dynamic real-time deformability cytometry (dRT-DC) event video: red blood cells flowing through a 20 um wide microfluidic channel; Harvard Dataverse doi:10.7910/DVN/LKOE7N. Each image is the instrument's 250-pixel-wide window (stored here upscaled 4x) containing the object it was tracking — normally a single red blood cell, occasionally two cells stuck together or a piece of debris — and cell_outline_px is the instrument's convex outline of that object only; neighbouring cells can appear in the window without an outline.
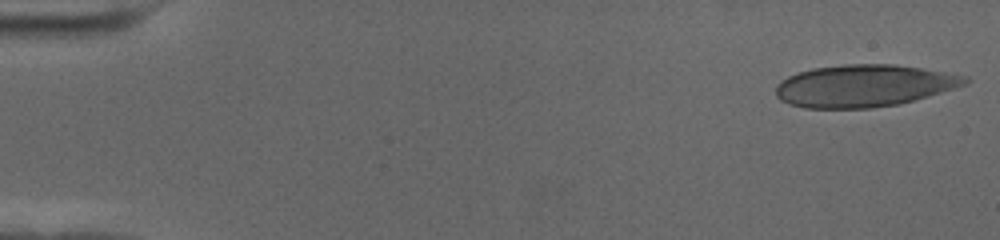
{"species": "human", "species_latin": "Homo sapiens", "temperature_condition": "cold", "stored_images_in_passage": 56, "camera_frame_rate_fps": 3000, "um_per_image_px": 0.085, "donor": {"sex": "female"}, "frame": {"image": 1, "passage_image": 1, "time_ms": 0.0, "image_size_px": [1000, 240], "cell_outline_px": [[972, 80], [968, 84], [900, 104], [872, 108], [804, 108], [788, 104], [780, 100], [776, 96], [776, 84], [788, 76], [812, 68], [844, 64], [896, 64], [968, 76]], "centroid_in_image_um": [73.43, 7.29], "position_along_channel_um": 11.6, "area_um2": 46.64}}
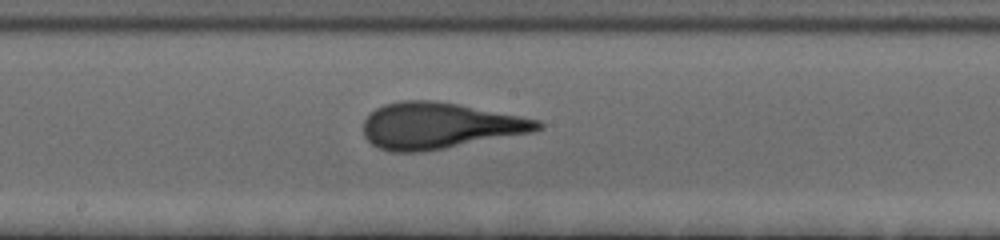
{"frame": {"image": 2, "passage_image": 30, "time_ms": 9.667, "image_size_px": [1000, 240], "cell_outline_px": [[544, 128], [532, 132], [444, 148], [420, 152], [388, 152], [376, 148], [364, 136], [364, 120], [376, 108], [384, 104], [400, 100], [436, 100], [460, 104], [540, 120], [544, 124]], "centroid_in_image_um": [37.33, 10.68], "position_along_channel_um": 210.9, "area_um2": 46.99}}
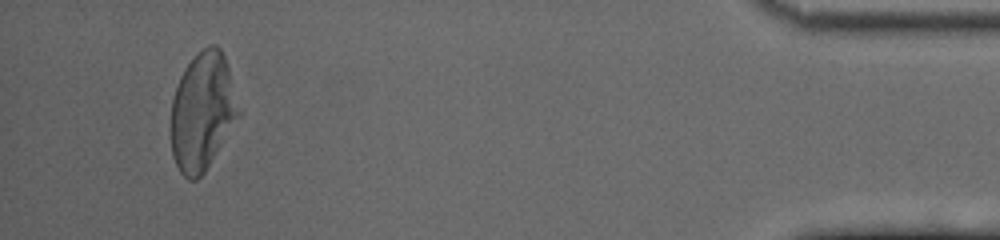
{"frame": {"image": 3, "passage_image": 53, "time_ms": 17.333, "image_size_px": [1000, 240], "cell_outline_px": [[240, 112], [204, 172], [196, 180], [188, 180], [180, 172], [172, 156], [172, 100], [180, 76], [184, 68], [196, 52], [208, 44], [216, 44], [220, 48], [224, 56], [228, 68]], "centroid_in_image_um": [17.18, 9.44], "position_along_channel_um": 418.0, "area_um2": 45.66}}